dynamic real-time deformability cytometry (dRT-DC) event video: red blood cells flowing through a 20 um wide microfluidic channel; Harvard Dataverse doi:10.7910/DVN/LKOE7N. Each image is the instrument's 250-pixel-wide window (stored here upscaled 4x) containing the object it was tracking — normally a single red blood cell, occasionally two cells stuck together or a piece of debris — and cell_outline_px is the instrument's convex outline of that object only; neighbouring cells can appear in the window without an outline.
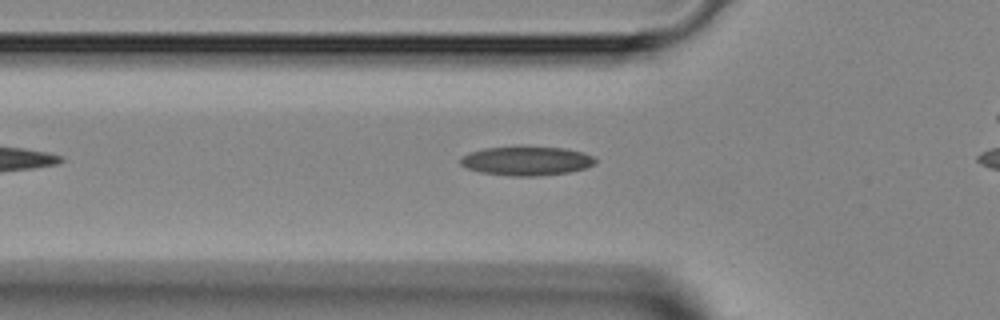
{"species": "Egyptian fruit bat (a non-hibernating species)", "species_latin": "Rousettus aegyptiacus", "temperature_condition": "room temperature", "stored_images_in_passage": 31, "camera_frame_rate_fps": 3000, "um_per_image_px": 0.085, "animal": {"sex": "female"}, "frame": {"image": 1, "passage_image": 3, "time_ms": 0.667, "image_size_px": [1000, 320], "cell_outline_px": [[596, 164], [584, 168], [568, 172], [536, 176], [512, 176], [480, 172], [468, 168], [460, 164], [460, 156], [484, 148], [564, 148], [584, 152], [592, 156], [596, 160]], "centroid_in_image_um": [44.76, 13.69], "position_along_channel_um": 81.0, "area_um2": 22.31}}
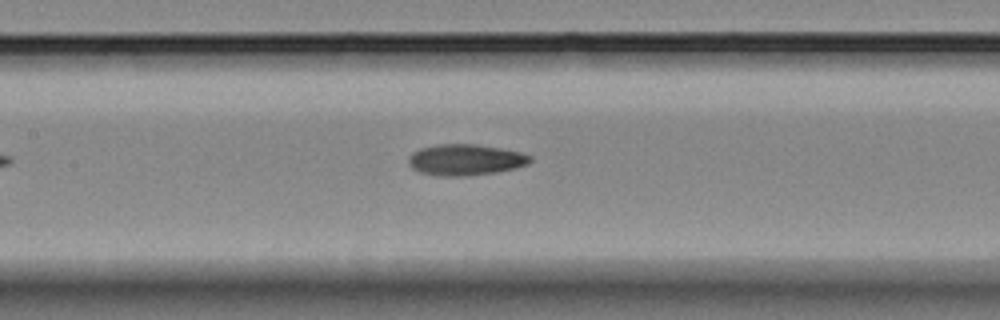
{"frame": {"image": 2, "passage_image": 9, "time_ms": 2.667, "image_size_px": [1000, 320], "cell_outline_px": [[532, 160], [528, 164], [516, 168], [496, 172], [464, 176], [440, 176], [420, 172], [412, 168], [408, 164], [408, 156], [412, 152], [420, 148], [440, 144], [476, 144], [500, 148], [520, 152], [532, 156]], "centroid_in_image_um": [39.55, 13.58], "position_along_channel_um": 167.8, "area_um2": 22.14}}
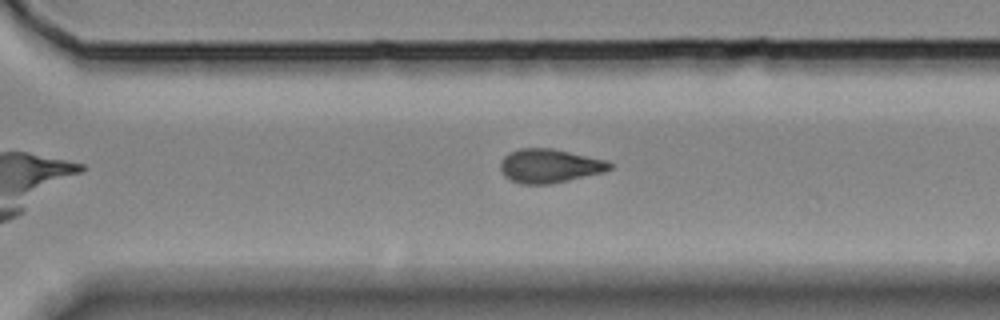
{"frame": {"image": 3, "passage_image": 20, "time_ms": 6.333, "image_size_px": [1000, 320], "cell_outline_px": [[612, 168], [604, 172], [568, 180], [548, 184], [520, 184], [504, 176], [500, 172], [500, 164], [504, 156], [520, 148], [552, 148], [608, 160], [612, 164]], "centroid_in_image_um": [46.72, 14.1], "position_along_channel_um": 323.9, "area_um2": 21.56}}